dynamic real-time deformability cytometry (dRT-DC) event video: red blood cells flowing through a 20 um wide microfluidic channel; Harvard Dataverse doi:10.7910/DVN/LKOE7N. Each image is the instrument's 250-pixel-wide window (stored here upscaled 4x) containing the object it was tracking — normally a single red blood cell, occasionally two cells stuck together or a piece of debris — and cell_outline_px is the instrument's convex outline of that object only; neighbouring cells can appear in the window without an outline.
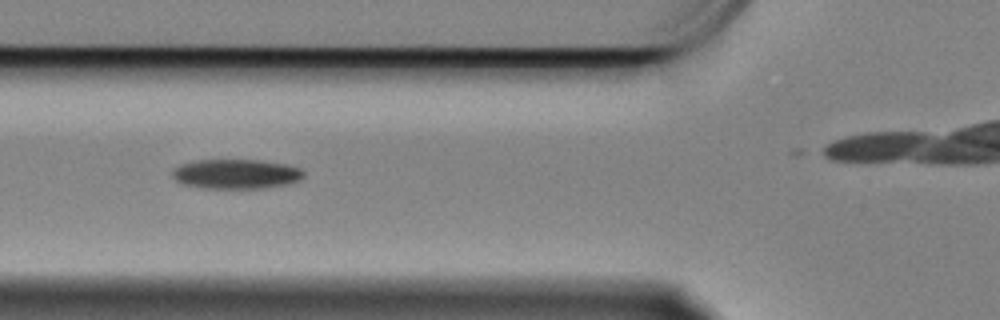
{"species": "Egyptian fruit bat (a non-hibernating species)", "species_latin": "Rousettus aegyptiacus", "temperature_condition": "cold", "stored_images_in_passage": 15, "camera_frame_rate_fps": 3000, "um_per_image_px": 0.085, "animal": {"sex": "female"}, "frame": {"image": 1, "passage_image": 7, "time_ms": 2.0, "image_size_px": [1000, 320], "cell_outline_px": [[304, 176], [300, 180], [288, 184], [264, 188], [200, 188], [184, 184], [176, 180], [172, 176], [172, 172], [180, 164], [196, 160], [260, 160], [288, 164], [300, 168], [304, 172]], "centroid_in_image_um": [20.1, 14.79], "position_along_channel_um": 105.7, "area_um2": 22.77}}